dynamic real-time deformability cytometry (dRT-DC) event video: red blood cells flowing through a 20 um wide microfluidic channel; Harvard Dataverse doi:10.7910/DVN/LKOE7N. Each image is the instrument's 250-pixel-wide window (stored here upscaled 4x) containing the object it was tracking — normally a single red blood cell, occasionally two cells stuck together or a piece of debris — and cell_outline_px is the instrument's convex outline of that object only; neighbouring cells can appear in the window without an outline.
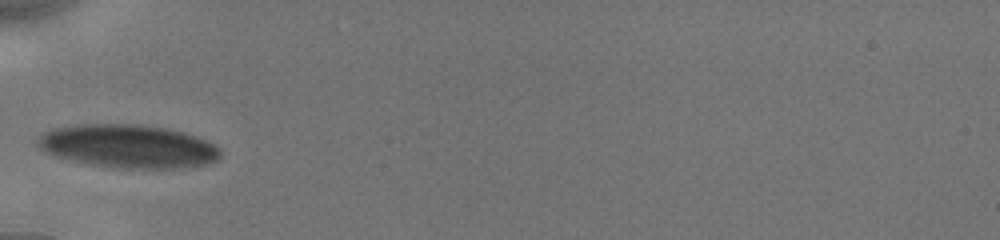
{"species": "human", "species_latin": "Homo sapiens", "temperature_condition": "cold", "stored_images_in_passage": 38, "camera_frame_rate_fps": 3000, "um_per_image_px": 0.085, "donor": {"sex": "male"}, "frame": {"image": 1, "passage_image": 1, "time_ms": 0.0, "image_size_px": [1000, 240], "cell_outline_px": [[220, 156], [216, 160], [204, 164], [176, 168], [128, 168], [92, 164], [56, 156], [40, 148], [40, 136], [44, 132], [52, 128], [76, 124], [140, 124], [168, 128], [184, 132], [208, 140], [216, 144], [220, 148]], "centroid_in_image_um": [10.95, 12.4], "position_along_channel_um": 74.0, "area_um2": 45.72}}
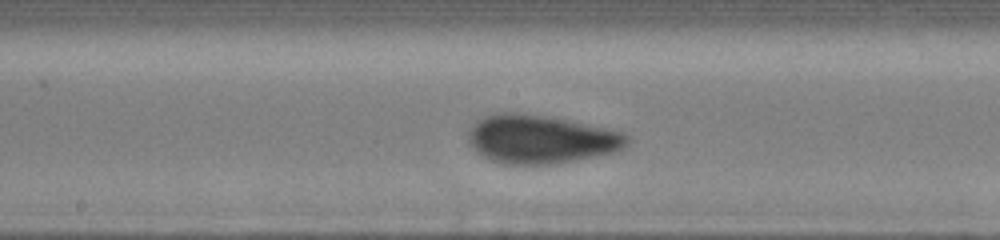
{"frame": {"image": 2, "passage_image": 19, "time_ms": 3.333, "image_size_px": [1000, 240], "cell_outline_px": [[628, 144], [612, 152], [572, 160], [548, 164], [504, 164], [492, 160], [476, 152], [472, 148], [468, 140], [468, 132], [484, 116], [496, 112], [524, 112], [568, 120], [604, 128], [620, 132], [628, 136]], "centroid_in_image_um": [45.9, 11.81], "position_along_channel_um": 202.3, "area_um2": 44.22}}
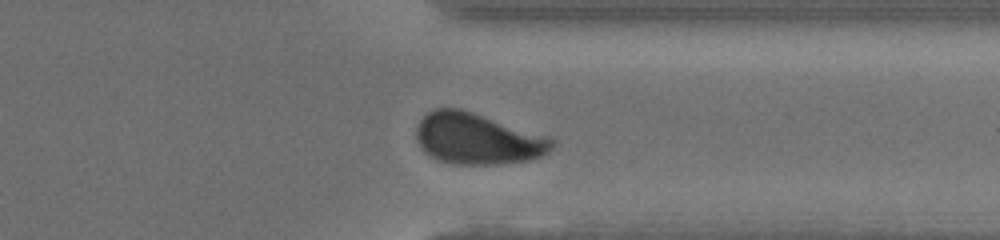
{"frame": {"image": 3, "passage_image": 33, "time_ms": 7.667, "image_size_px": [1000, 240], "cell_outline_px": [[556, 144], [544, 156], [528, 160], [496, 164], [452, 164], [440, 160], [424, 152], [420, 148], [416, 136], [416, 128], [420, 120], [428, 112], [436, 108], [460, 108], [552, 136], [556, 140]], "centroid_in_image_um": [40.64, 11.78], "position_along_channel_um": 370.8, "area_um2": 40.92}, "authors_computed_cell_mechanics": {"area_um2": 44.506, "velocity_mm_per_s": 3.8888, "shape_relaxation_time_tau1_ms": 4.2806, "shape_relaxation_time_tau2_ms": null, "deformation_change_tau1": 0.129, "deformation_change_tau2": null}}